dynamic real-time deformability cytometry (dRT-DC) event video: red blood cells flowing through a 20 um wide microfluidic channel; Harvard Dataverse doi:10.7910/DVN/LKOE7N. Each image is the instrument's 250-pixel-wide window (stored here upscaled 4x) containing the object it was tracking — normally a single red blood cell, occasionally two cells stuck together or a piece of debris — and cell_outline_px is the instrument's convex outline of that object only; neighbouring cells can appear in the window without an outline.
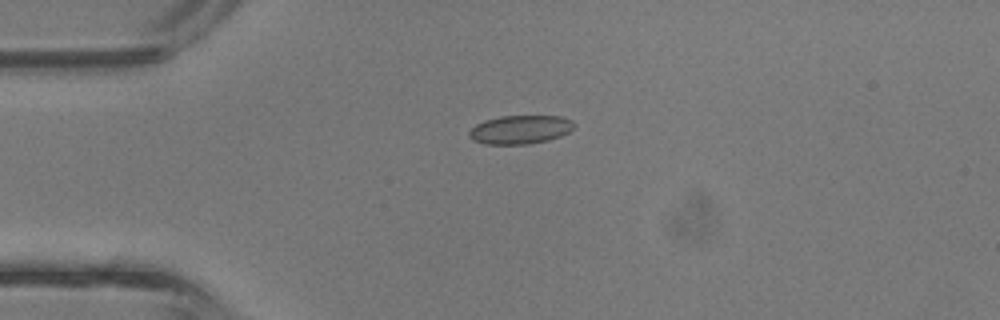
{"species": "common noctule bat (a hibernating species)", "species_latin": "Nyctalus noctula", "temperature_condition": "room temperature", "stored_images_in_passage": 33, "camera_frame_rate_fps": 3000, "um_per_image_px": 0.085, "animal": {"sex": "male", "body_mass_g": 13.3}, "frame": {"image": 1, "passage_image": 1, "time_ms": 0.0, "image_size_px": [1000, 320], "cell_outline_px": [[572, 128], [568, 132], [560, 136], [548, 140], [528, 144], [484, 144], [472, 140], [472, 128], [476, 124], [488, 120], [504, 116], [556, 116], [568, 120], [572, 124]], "centroid_in_image_um": [44.21, 11.03], "position_along_channel_um": 40.8, "area_um2": 16.88}}
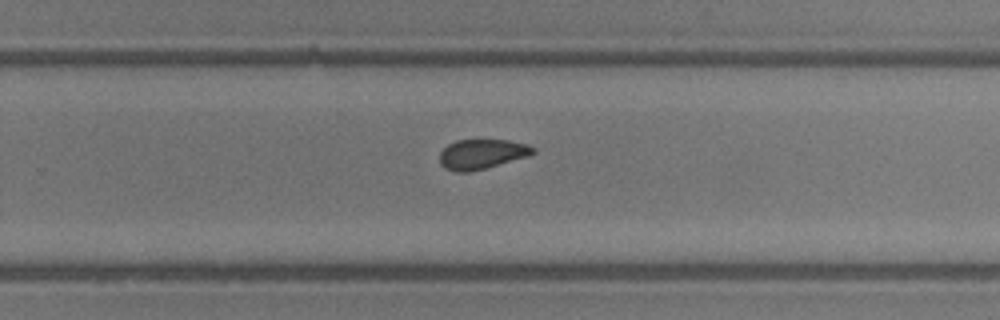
{"frame": {"image": 2, "passage_image": 18, "time_ms": 5.667, "image_size_px": [1000, 320], "cell_outline_px": [[536, 152], [528, 156], [472, 172], [456, 172], [444, 168], [440, 164], [440, 152], [448, 144], [456, 140], [508, 140], [524, 144], [532, 148]], "centroid_in_image_um": [40.9, 13.11], "position_along_channel_um": 288.9, "area_um2": 16.13}}
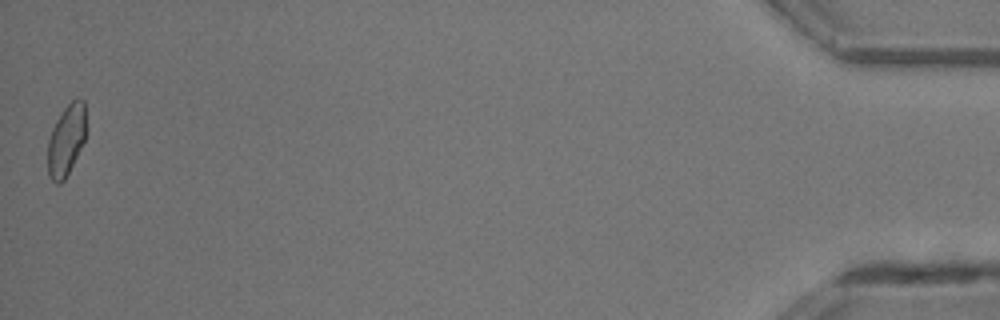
{"frame": {"image": 3, "passage_image": 33, "time_ms": 10.667, "image_size_px": [1000, 320], "cell_outline_px": [[84, 140], [64, 180], [60, 184], [56, 184], [48, 176], [48, 140], [52, 128], [56, 120], [64, 108], [72, 100], [84, 100]], "centroid_in_image_um": [5.59, 11.94], "position_along_channel_um": 429.6, "area_um2": 15.37}, "authors_computed_cell_mechanics": {"area_um2": 16.2996, "velocity_mm_per_s": 4.8306, "shape_relaxation_time_tau1_ms": 8.0418, "shape_relaxation_time_tau2_ms": 1.7368, "deformation_change_tau1": 0.1171, "deformation_change_tau2": 0.0589}}